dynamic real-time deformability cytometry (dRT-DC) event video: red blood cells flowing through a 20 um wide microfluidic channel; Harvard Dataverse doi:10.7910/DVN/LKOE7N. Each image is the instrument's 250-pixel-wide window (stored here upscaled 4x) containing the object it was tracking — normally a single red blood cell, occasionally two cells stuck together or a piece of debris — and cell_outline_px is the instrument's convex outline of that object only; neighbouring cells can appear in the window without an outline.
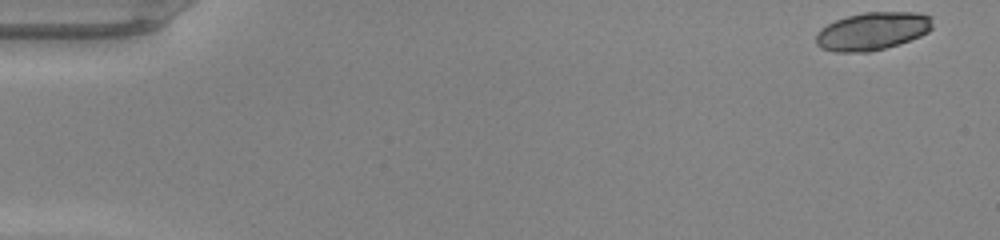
{"species": "common noctule bat (a hibernating species)", "species_latin": "Nyctalus noctula", "temperature_condition": "warm", "stored_images_in_passage": 47, "camera_frame_rate_fps": 3000, "um_per_image_px": 0.085, "animal": {"sex": "male", "body_mass_g": 20.0, "forearm_length_mm": 53.3}, "frame": {"image": 1, "passage_image": 1, "time_ms": 0.0, "image_size_px": [1000, 240], "cell_outline_px": [[932, 28], [928, 32], [920, 36], [900, 44], [868, 52], [832, 52], [820, 48], [816, 44], [816, 32], [820, 28], [836, 20], [848, 16], [864, 12], [916, 12], [932, 16]], "centroid_in_image_um": [74.15, 2.65], "position_along_channel_um": 10.9, "area_um2": 25.95}}
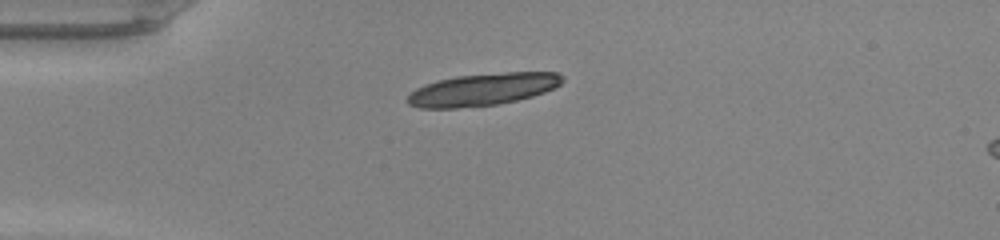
{"frame": {"image": 2, "passage_image": 12, "time_ms": 3.667, "image_size_px": [1000, 240], "cell_outline_px": [[564, 80], [560, 84], [544, 92], [532, 96], [516, 100], [496, 104], [456, 108], [420, 108], [408, 104], [404, 100], [416, 88], [424, 84], [456, 76], [508, 72], [556, 72], [564, 76]], "centroid_in_image_um": [41.01, 7.6], "position_along_channel_um": 44.0, "area_um2": 28.96}}